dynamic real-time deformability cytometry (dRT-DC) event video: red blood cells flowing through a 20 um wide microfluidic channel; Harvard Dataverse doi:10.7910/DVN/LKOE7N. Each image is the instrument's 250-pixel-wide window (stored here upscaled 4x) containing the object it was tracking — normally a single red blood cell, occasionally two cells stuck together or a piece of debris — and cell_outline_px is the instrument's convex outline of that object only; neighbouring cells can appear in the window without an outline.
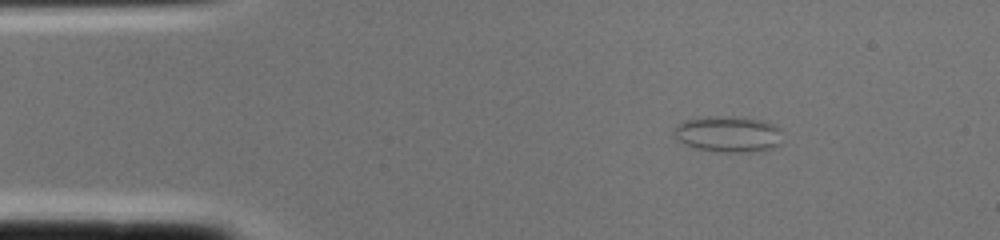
{"species": "common noctule bat (a hibernating species)", "species_latin": "Nyctalus noctula", "temperature_condition": "cold", "stored_images_in_passage": 1, "camera_frame_rate_fps": 3000, "um_per_image_px": 0.085, "animal": {"sex": "female", "body_mass_g": 22.0, "forearm_length_mm": 56.7}, "frame": {"image": 1, "passage_image": 1, "time_ms": 0.0, "image_size_px": [1000, 240], "cell_outline_px": [[780, 144], [776, 148], [752, 152], [720, 152], [696, 148], [684, 144], [676, 140], [672, 132], [684, 120], [712, 116], [736, 116], [764, 120], [776, 124], [780, 132]], "centroid_in_image_um": [61.92, 11.4], "position_along_channel_um": 23.1, "area_um2": 23.12}}